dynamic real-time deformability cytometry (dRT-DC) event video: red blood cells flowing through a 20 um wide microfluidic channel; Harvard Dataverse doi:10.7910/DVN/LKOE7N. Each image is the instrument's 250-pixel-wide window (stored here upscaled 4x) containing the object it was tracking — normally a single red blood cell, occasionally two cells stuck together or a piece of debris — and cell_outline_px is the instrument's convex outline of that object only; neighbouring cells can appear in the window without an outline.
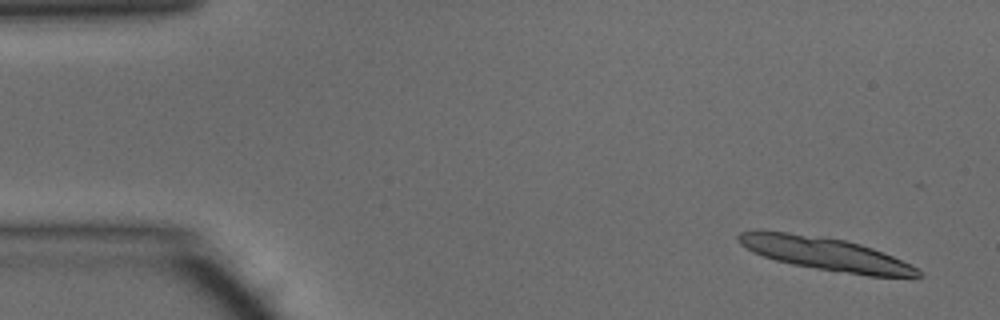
{"species": "common noctule bat (a hibernating species)", "species_latin": "Nyctalus noctula", "temperature_condition": "warm", "stored_images_in_passage": 10, "camera_frame_rate_fps": 3000, "um_per_image_px": 0.085, "animal": {"sex": "male", "body_mass_g": 15.6}, "frame": {"image": 1, "passage_image": 1, "time_ms": 0.0, "image_size_px": [1000, 320], "cell_outline_px": [[924, 276], [868, 276], [816, 268], [792, 264], [776, 260], [752, 252], [740, 244], [736, 240], [736, 236], [740, 232], [756, 228], [824, 236], [844, 240], [860, 244], [872, 248], [892, 256], [916, 268]], "centroid_in_image_um": [70.02, 21.53], "position_along_channel_um": 15.0, "area_um2": 34.56}}